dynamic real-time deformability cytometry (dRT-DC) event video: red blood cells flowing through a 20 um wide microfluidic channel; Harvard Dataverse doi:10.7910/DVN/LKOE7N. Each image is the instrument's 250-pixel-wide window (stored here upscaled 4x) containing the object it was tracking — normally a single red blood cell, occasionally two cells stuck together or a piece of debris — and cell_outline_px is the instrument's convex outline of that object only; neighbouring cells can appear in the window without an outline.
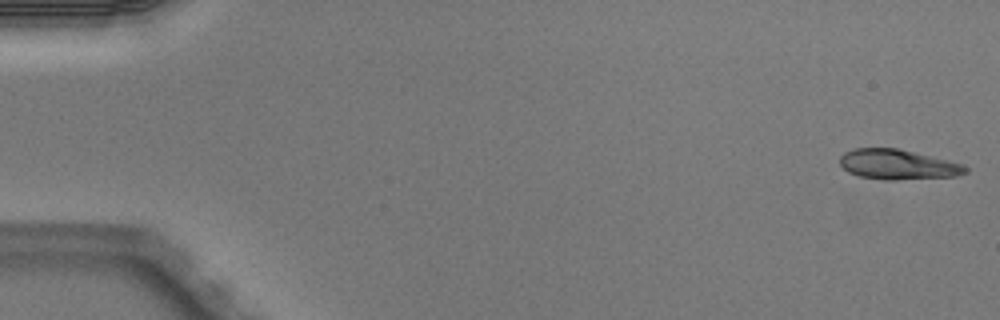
{"species": "Egyptian fruit bat (a non-hibernating species)", "species_latin": "Rousettus aegyptiacus", "temperature_condition": "warm", "stored_images_in_passage": 5, "camera_frame_rate_fps": 3000, "um_per_image_px": 0.085, "animal": {"sex": "male"}, "frame": {"image": 1, "passage_image": 1, "time_ms": 0.0, "image_size_px": [1000, 320], "cell_outline_px": [[968, 172], [956, 176], [896, 180], [884, 180], [860, 176], [848, 172], [840, 164], [840, 156], [844, 152], [856, 148], [900, 148], [964, 164], [968, 168]], "centroid_in_image_um": [76.33, 13.98], "position_along_channel_um": 8.7, "area_um2": 22.08}}